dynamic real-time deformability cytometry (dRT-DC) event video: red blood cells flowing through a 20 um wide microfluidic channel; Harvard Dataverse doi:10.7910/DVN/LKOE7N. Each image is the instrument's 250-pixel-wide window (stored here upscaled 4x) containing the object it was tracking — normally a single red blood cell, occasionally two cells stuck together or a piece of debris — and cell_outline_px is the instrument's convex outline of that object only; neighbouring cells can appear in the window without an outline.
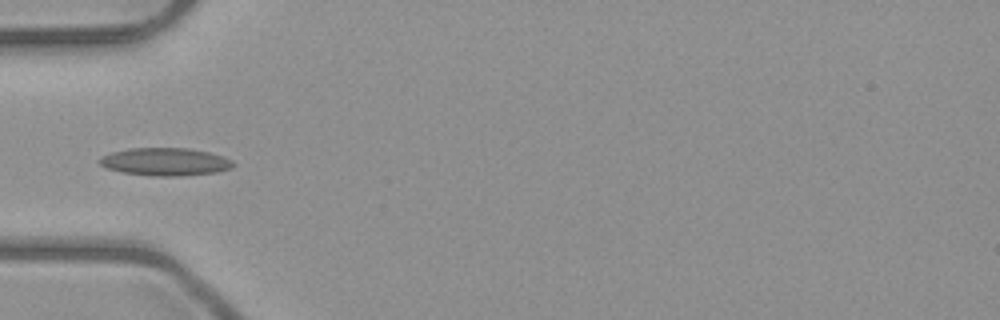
{"species": "common noctule bat (a hibernating species)", "species_latin": "Nyctalus noctula", "temperature_condition": "room temperature", "stored_images_in_passage": 5, "camera_frame_rate_fps": 3000, "um_per_image_px": 0.085, "animal": {"sex": "male", "body_mass_g": 23.1, "forearm_length_mm": 52.7}, "frame": {"image": 1, "passage_image": 5, "time_ms": 4.333, "image_size_px": [1000, 320], "cell_outline_px": [[236, 164], [232, 168], [216, 172], [180, 176], [152, 176], [124, 172], [108, 168], [100, 164], [96, 160], [100, 156], [112, 152], [132, 148], [188, 148], [208, 152], [224, 156], [232, 160]], "centroid_in_image_um": [14.06, 13.75], "position_along_channel_um": 70.9, "area_um2": 21.68}}